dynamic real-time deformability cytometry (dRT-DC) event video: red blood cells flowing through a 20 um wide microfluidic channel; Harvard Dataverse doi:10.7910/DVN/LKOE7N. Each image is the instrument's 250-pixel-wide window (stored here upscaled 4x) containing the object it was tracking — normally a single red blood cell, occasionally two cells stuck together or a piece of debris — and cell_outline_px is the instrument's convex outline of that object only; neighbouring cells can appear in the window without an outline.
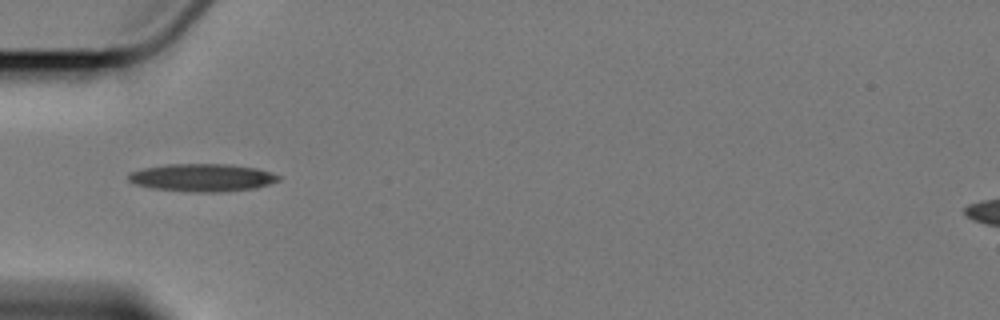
{"species": "Egyptian fruit bat (a non-hibernating species)", "species_latin": "Rousettus aegyptiacus", "temperature_condition": "cold", "stored_images_in_passage": 1, "camera_frame_rate_fps": 3000, "um_per_image_px": 0.085, "animal": {"sex": "female"}, "frame": {"image": 1, "passage_image": 1, "time_ms": 0.0, "image_size_px": [1000, 320], "cell_outline_px": [[280, 180], [256, 188], [224, 192], [192, 192], [152, 188], [136, 184], [128, 180], [128, 172], [144, 168], [168, 164], [228, 164], [256, 168], [280, 176]], "centroid_in_image_um": [17.17, 15.1], "position_along_channel_um": 67.8, "area_um2": 24.22}}